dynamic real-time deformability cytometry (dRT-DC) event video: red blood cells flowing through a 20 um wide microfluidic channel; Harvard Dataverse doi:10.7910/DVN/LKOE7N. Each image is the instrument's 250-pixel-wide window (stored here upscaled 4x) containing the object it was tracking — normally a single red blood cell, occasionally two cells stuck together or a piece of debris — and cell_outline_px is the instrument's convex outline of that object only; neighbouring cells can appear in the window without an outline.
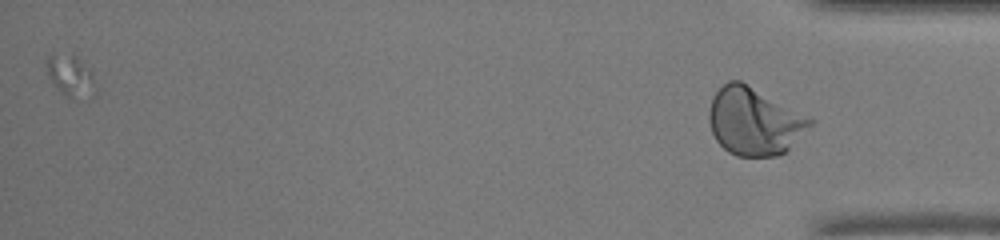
{"species": "human", "species_latin": "Homo sapiens", "temperature_condition": "warm", "stored_images_in_passage": 33, "camera_frame_rate_fps": 3000, "um_per_image_px": 0.085, "donor": {"sex": "male"}, "frame": {"image": 1, "passage_image": 33, "time_ms": 10.667, "image_size_px": [1000, 240], "cell_outline_px": [[816, 124], [788, 152], [776, 156], [736, 156], [728, 152], [716, 140], [712, 132], [708, 120], [708, 112], [712, 96], [728, 80], [740, 80], [812, 116], [816, 120]], "centroid_in_image_um": [64.2, 10.32], "position_along_channel_um": 371.0, "area_um2": 40.98}}